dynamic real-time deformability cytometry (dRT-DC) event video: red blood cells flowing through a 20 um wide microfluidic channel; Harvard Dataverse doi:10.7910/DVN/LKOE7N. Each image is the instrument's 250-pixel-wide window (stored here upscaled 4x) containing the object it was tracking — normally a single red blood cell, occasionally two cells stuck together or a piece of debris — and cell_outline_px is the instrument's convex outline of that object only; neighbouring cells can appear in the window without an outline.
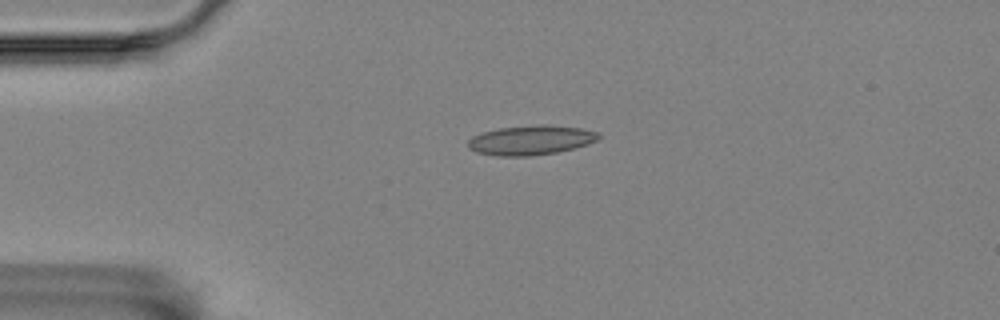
{"species": "Egyptian fruit bat (a non-hibernating species)", "species_latin": "Rousettus aegyptiacus", "temperature_condition": "room temperature", "stored_images_in_passage": 3, "camera_frame_rate_fps": 3000, "um_per_image_px": 0.085, "animal": {"sex": "female"}, "frame": {"image": 1, "passage_image": 1, "time_ms": 0.0, "image_size_px": [1000, 320], "cell_outline_px": [[600, 136], [596, 140], [588, 144], [556, 152], [528, 156], [496, 156], [476, 152], [468, 148], [468, 140], [472, 136], [484, 132], [500, 128], [536, 124], [548, 124], [580, 128], [596, 132]], "centroid_in_image_um": [45.08, 11.91], "position_along_channel_um": 39.9, "area_um2": 22.37}}
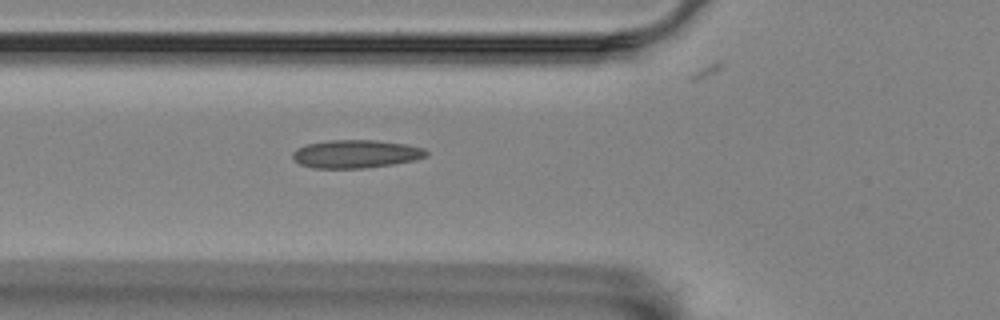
{"frame": {"image": 2, "passage_image": 3, "time_ms": 0.667, "image_size_px": [1000, 320], "cell_outline_px": [[428, 156], [412, 160], [392, 164], [364, 168], [316, 168], [300, 164], [292, 156], [292, 152], [296, 148], [308, 144], [328, 140], [376, 140], [404, 144], [424, 148], [428, 152]], "centroid_in_image_um": [30.24, 13.08], "position_along_channel_um": 95.6, "area_um2": 21.73}}